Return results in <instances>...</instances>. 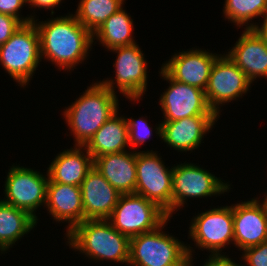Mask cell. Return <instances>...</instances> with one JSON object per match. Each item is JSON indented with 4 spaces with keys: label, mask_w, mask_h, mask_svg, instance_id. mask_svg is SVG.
<instances>
[{
    "label": "cell",
    "mask_w": 267,
    "mask_h": 266,
    "mask_svg": "<svg viewBox=\"0 0 267 266\" xmlns=\"http://www.w3.org/2000/svg\"><path fill=\"white\" fill-rule=\"evenodd\" d=\"M40 36L41 58L43 56L60 68L69 70L88 56L93 35L81 25L75 15L33 21ZM90 48V50H89Z\"/></svg>",
    "instance_id": "cell-1"
},
{
    "label": "cell",
    "mask_w": 267,
    "mask_h": 266,
    "mask_svg": "<svg viewBox=\"0 0 267 266\" xmlns=\"http://www.w3.org/2000/svg\"><path fill=\"white\" fill-rule=\"evenodd\" d=\"M83 93L63 112L75 146H85L119 108L117 95L100 82L88 86Z\"/></svg>",
    "instance_id": "cell-2"
},
{
    "label": "cell",
    "mask_w": 267,
    "mask_h": 266,
    "mask_svg": "<svg viewBox=\"0 0 267 266\" xmlns=\"http://www.w3.org/2000/svg\"><path fill=\"white\" fill-rule=\"evenodd\" d=\"M66 233L69 246L87 257L128 265L130 238L115 229L108 219L84 220Z\"/></svg>",
    "instance_id": "cell-3"
},
{
    "label": "cell",
    "mask_w": 267,
    "mask_h": 266,
    "mask_svg": "<svg viewBox=\"0 0 267 266\" xmlns=\"http://www.w3.org/2000/svg\"><path fill=\"white\" fill-rule=\"evenodd\" d=\"M169 218L153 231L130 238L129 261L132 266H183L192 257L191 247L169 236L162 229Z\"/></svg>",
    "instance_id": "cell-4"
},
{
    "label": "cell",
    "mask_w": 267,
    "mask_h": 266,
    "mask_svg": "<svg viewBox=\"0 0 267 266\" xmlns=\"http://www.w3.org/2000/svg\"><path fill=\"white\" fill-rule=\"evenodd\" d=\"M41 59L40 36L34 22L23 24L0 45V63L21 87L29 83Z\"/></svg>",
    "instance_id": "cell-5"
},
{
    "label": "cell",
    "mask_w": 267,
    "mask_h": 266,
    "mask_svg": "<svg viewBox=\"0 0 267 266\" xmlns=\"http://www.w3.org/2000/svg\"><path fill=\"white\" fill-rule=\"evenodd\" d=\"M167 213L144 196L121 194L112 215L108 219L112 226L129 238L150 232L162 225Z\"/></svg>",
    "instance_id": "cell-6"
},
{
    "label": "cell",
    "mask_w": 267,
    "mask_h": 266,
    "mask_svg": "<svg viewBox=\"0 0 267 266\" xmlns=\"http://www.w3.org/2000/svg\"><path fill=\"white\" fill-rule=\"evenodd\" d=\"M161 159L153 150L136 152L135 193L155 203L172 217L173 167L169 169Z\"/></svg>",
    "instance_id": "cell-7"
},
{
    "label": "cell",
    "mask_w": 267,
    "mask_h": 266,
    "mask_svg": "<svg viewBox=\"0 0 267 266\" xmlns=\"http://www.w3.org/2000/svg\"><path fill=\"white\" fill-rule=\"evenodd\" d=\"M46 173L47 178L30 168L18 165L11 167L4 186L6 199L2 201L28 212L38 220L36 209L40 205H46L49 182L48 172Z\"/></svg>",
    "instance_id": "cell-8"
},
{
    "label": "cell",
    "mask_w": 267,
    "mask_h": 266,
    "mask_svg": "<svg viewBox=\"0 0 267 266\" xmlns=\"http://www.w3.org/2000/svg\"><path fill=\"white\" fill-rule=\"evenodd\" d=\"M114 53H118L115 61V79L100 81L106 88L114 93V84L118 87L120 93L131 101H138L147 87V62L144 59L139 46L134 43L127 46L116 47L111 49Z\"/></svg>",
    "instance_id": "cell-9"
},
{
    "label": "cell",
    "mask_w": 267,
    "mask_h": 266,
    "mask_svg": "<svg viewBox=\"0 0 267 266\" xmlns=\"http://www.w3.org/2000/svg\"><path fill=\"white\" fill-rule=\"evenodd\" d=\"M172 213L183 206L186 199L219 195L229 190V184L207 170L187 163L173 166ZM178 208V209H177Z\"/></svg>",
    "instance_id": "cell-10"
},
{
    "label": "cell",
    "mask_w": 267,
    "mask_h": 266,
    "mask_svg": "<svg viewBox=\"0 0 267 266\" xmlns=\"http://www.w3.org/2000/svg\"><path fill=\"white\" fill-rule=\"evenodd\" d=\"M252 82L244 72L227 56L218 55L205 89L209 107L219 116L220 104L231 102L242 94H246Z\"/></svg>",
    "instance_id": "cell-11"
},
{
    "label": "cell",
    "mask_w": 267,
    "mask_h": 266,
    "mask_svg": "<svg viewBox=\"0 0 267 266\" xmlns=\"http://www.w3.org/2000/svg\"><path fill=\"white\" fill-rule=\"evenodd\" d=\"M159 73L170 84L159 101L164 113L162 122L192 116H217L209 107L204 90L172 79L162 68Z\"/></svg>",
    "instance_id": "cell-12"
},
{
    "label": "cell",
    "mask_w": 267,
    "mask_h": 266,
    "mask_svg": "<svg viewBox=\"0 0 267 266\" xmlns=\"http://www.w3.org/2000/svg\"><path fill=\"white\" fill-rule=\"evenodd\" d=\"M189 236L200 249L218 255L222 247L234 243L232 205L213 208L194 217L189 227Z\"/></svg>",
    "instance_id": "cell-13"
},
{
    "label": "cell",
    "mask_w": 267,
    "mask_h": 266,
    "mask_svg": "<svg viewBox=\"0 0 267 266\" xmlns=\"http://www.w3.org/2000/svg\"><path fill=\"white\" fill-rule=\"evenodd\" d=\"M234 245L244 250L267 241V211L255 198L232 205Z\"/></svg>",
    "instance_id": "cell-14"
},
{
    "label": "cell",
    "mask_w": 267,
    "mask_h": 266,
    "mask_svg": "<svg viewBox=\"0 0 267 266\" xmlns=\"http://www.w3.org/2000/svg\"><path fill=\"white\" fill-rule=\"evenodd\" d=\"M217 55L200 49L182 51L172 56L161 68L172 79L205 91Z\"/></svg>",
    "instance_id": "cell-15"
},
{
    "label": "cell",
    "mask_w": 267,
    "mask_h": 266,
    "mask_svg": "<svg viewBox=\"0 0 267 266\" xmlns=\"http://www.w3.org/2000/svg\"><path fill=\"white\" fill-rule=\"evenodd\" d=\"M219 116H192L171 122H162L156 134L171 148L192 151L198 148L204 135L209 132Z\"/></svg>",
    "instance_id": "cell-16"
},
{
    "label": "cell",
    "mask_w": 267,
    "mask_h": 266,
    "mask_svg": "<svg viewBox=\"0 0 267 266\" xmlns=\"http://www.w3.org/2000/svg\"><path fill=\"white\" fill-rule=\"evenodd\" d=\"M84 220L109 219L121 195L93 167L81 184Z\"/></svg>",
    "instance_id": "cell-17"
},
{
    "label": "cell",
    "mask_w": 267,
    "mask_h": 266,
    "mask_svg": "<svg viewBox=\"0 0 267 266\" xmlns=\"http://www.w3.org/2000/svg\"><path fill=\"white\" fill-rule=\"evenodd\" d=\"M227 56L251 82L267 77V43L254 29H245Z\"/></svg>",
    "instance_id": "cell-18"
},
{
    "label": "cell",
    "mask_w": 267,
    "mask_h": 266,
    "mask_svg": "<svg viewBox=\"0 0 267 266\" xmlns=\"http://www.w3.org/2000/svg\"><path fill=\"white\" fill-rule=\"evenodd\" d=\"M46 206L54 220L67 222L68 231L84 221V208L80 186L52 182L47 186Z\"/></svg>",
    "instance_id": "cell-19"
},
{
    "label": "cell",
    "mask_w": 267,
    "mask_h": 266,
    "mask_svg": "<svg viewBox=\"0 0 267 266\" xmlns=\"http://www.w3.org/2000/svg\"><path fill=\"white\" fill-rule=\"evenodd\" d=\"M108 153L93 160L94 168L121 194L135 193L136 151Z\"/></svg>",
    "instance_id": "cell-20"
},
{
    "label": "cell",
    "mask_w": 267,
    "mask_h": 266,
    "mask_svg": "<svg viewBox=\"0 0 267 266\" xmlns=\"http://www.w3.org/2000/svg\"><path fill=\"white\" fill-rule=\"evenodd\" d=\"M74 147L60 152L49 165L47 172L52 182L81 186L87 173L94 167L93 157L87 149L84 146Z\"/></svg>",
    "instance_id": "cell-21"
},
{
    "label": "cell",
    "mask_w": 267,
    "mask_h": 266,
    "mask_svg": "<svg viewBox=\"0 0 267 266\" xmlns=\"http://www.w3.org/2000/svg\"><path fill=\"white\" fill-rule=\"evenodd\" d=\"M117 115L116 112L110 117L84 146L93 160L104 154L127 151L128 124L124 116Z\"/></svg>",
    "instance_id": "cell-22"
},
{
    "label": "cell",
    "mask_w": 267,
    "mask_h": 266,
    "mask_svg": "<svg viewBox=\"0 0 267 266\" xmlns=\"http://www.w3.org/2000/svg\"><path fill=\"white\" fill-rule=\"evenodd\" d=\"M36 224L37 220L28 212L0 200V250L7 251Z\"/></svg>",
    "instance_id": "cell-23"
},
{
    "label": "cell",
    "mask_w": 267,
    "mask_h": 266,
    "mask_svg": "<svg viewBox=\"0 0 267 266\" xmlns=\"http://www.w3.org/2000/svg\"><path fill=\"white\" fill-rule=\"evenodd\" d=\"M130 17L123 7L120 8L92 34L93 40L98 39L108 50L136 43L132 36L133 19Z\"/></svg>",
    "instance_id": "cell-24"
},
{
    "label": "cell",
    "mask_w": 267,
    "mask_h": 266,
    "mask_svg": "<svg viewBox=\"0 0 267 266\" xmlns=\"http://www.w3.org/2000/svg\"><path fill=\"white\" fill-rule=\"evenodd\" d=\"M125 0H80L75 17L92 34L122 8Z\"/></svg>",
    "instance_id": "cell-25"
},
{
    "label": "cell",
    "mask_w": 267,
    "mask_h": 266,
    "mask_svg": "<svg viewBox=\"0 0 267 266\" xmlns=\"http://www.w3.org/2000/svg\"><path fill=\"white\" fill-rule=\"evenodd\" d=\"M224 16L238 27L245 25L249 29L250 20L267 15V0H226Z\"/></svg>",
    "instance_id": "cell-26"
},
{
    "label": "cell",
    "mask_w": 267,
    "mask_h": 266,
    "mask_svg": "<svg viewBox=\"0 0 267 266\" xmlns=\"http://www.w3.org/2000/svg\"><path fill=\"white\" fill-rule=\"evenodd\" d=\"M126 121L128 124V142L131 148H136L135 146L145 143L146 139L151 137L152 128L143 117L138 120L126 118Z\"/></svg>",
    "instance_id": "cell-27"
},
{
    "label": "cell",
    "mask_w": 267,
    "mask_h": 266,
    "mask_svg": "<svg viewBox=\"0 0 267 266\" xmlns=\"http://www.w3.org/2000/svg\"><path fill=\"white\" fill-rule=\"evenodd\" d=\"M242 255L249 266H267V241L243 250ZM245 266V265H243Z\"/></svg>",
    "instance_id": "cell-28"
},
{
    "label": "cell",
    "mask_w": 267,
    "mask_h": 266,
    "mask_svg": "<svg viewBox=\"0 0 267 266\" xmlns=\"http://www.w3.org/2000/svg\"><path fill=\"white\" fill-rule=\"evenodd\" d=\"M27 3V0H0V13L10 15L18 19L22 24H28L34 21V16L20 17L19 10L23 5Z\"/></svg>",
    "instance_id": "cell-29"
},
{
    "label": "cell",
    "mask_w": 267,
    "mask_h": 266,
    "mask_svg": "<svg viewBox=\"0 0 267 266\" xmlns=\"http://www.w3.org/2000/svg\"><path fill=\"white\" fill-rule=\"evenodd\" d=\"M22 25L15 17L0 13V45L6 43Z\"/></svg>",
    "instance_id": "cell-30"
},
{
    "label": "cell",
    "mask_w": 267,
    "mask_h": 266,
    "mask_svg": "<svg viewBox=\"0 0 267 266\" xmlns=\"http://www.w3.org/2000/svg\"><path fill=\"white\" fill-rule=\"evenodd\" d=\"M203 266H243V265L237 264L224 254L223 255L210 254L208 261H206Z\"/></svg>",
    "instance_id": "cell-31"
},
{
    "label": "cell",
    "mask_w": 267,
    "mask_h": 266,
    "mask_svg": "<svg viewBox=\"0 0 267 266\" xmlns=\"http://www.w3.org/2000/svg\"><path fill=\"white\" fill-rule=\"evenodd\" d=\"M62 0H27V4L32 7L38 8H52L59 5Z\"/></svg>",
    "instance_id": "cell-32"
},
{
    "label": "cell",
    "mask_w": 267,
    "mask_h": 266,
    "mask_svg": "<svg viewBox=\"0 0 267 266\" xmlns=\"http://www.w3.org/2000/svg\"><path fill=\"white\" fill-rule=\"evenodd\" d=\"M249 29H254L267 43V15L264 17V21L260 27L254 23H250Z\"/></svg>",
    "instance_id": "cell-33"
},
{
    "label": "cell",
    "mask_w": 267,
    "mask_h": 266,
    "mask_svg": "<svg viewBox=\"0 0 267 266\" xmlns=\"http://www.w3.org/2000/svg\"><path fill=\"white\" fill-rule=\"evenodd\" d=\"M264 201L260 204L265 208V210L267 211V194L265 195V198L263 199Z\"/></svg>",
    "instance_id": "cell-34"
},
{
    "label": "cell",
    "mask_w": 267,
    "mask_h": 266,
    "mask_svg": "<svg viewBox=\"0 0 267 266\" xmlns=\"http://www.w3.org/2000/svg\"><path fill=\"white\" fill-rule=\"evenodd\" d=\"M192 258H189V260L183 265V266H193L192 263Z\"/></svg>",
    "instance_id": "cell-35"
}]
</instances>
